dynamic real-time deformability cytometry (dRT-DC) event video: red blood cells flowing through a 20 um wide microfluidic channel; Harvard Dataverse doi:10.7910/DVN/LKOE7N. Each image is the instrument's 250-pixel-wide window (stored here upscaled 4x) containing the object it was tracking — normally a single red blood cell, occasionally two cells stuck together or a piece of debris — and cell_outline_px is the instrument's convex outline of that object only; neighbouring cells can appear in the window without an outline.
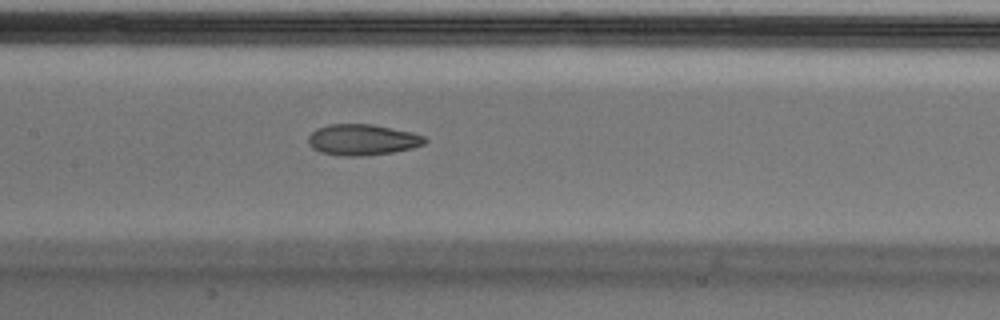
{"species": "Egyptian fruit bat (a non-hibernating species)", "species_latin": "Rousettus aegyptiacus", "temperature_condition": "cold", "stored_images_in_passage": 49, "camera_frame_rate_fps": 3000, "um_per_image_px": 0.085, "animal": {"sex": "male"}, "frame": {"image": 1, "passage_image": 22, "time_ms": 7.0, "image_size_px": [1000, 320], "cell_outline_px": [[428, 140], [424, 144], [412, 148], [392, 152], [360, 156], [344, 156], [320, 152], [312, 148], [308, 144], [308, 136], [316, 128], [328, 124], [372, 124], [412, 132], [424, 136]], "centroid_in_image_um": [30.78, 11.87], "position_along_channel_um": 176.6, "area_um2": 21.1}}
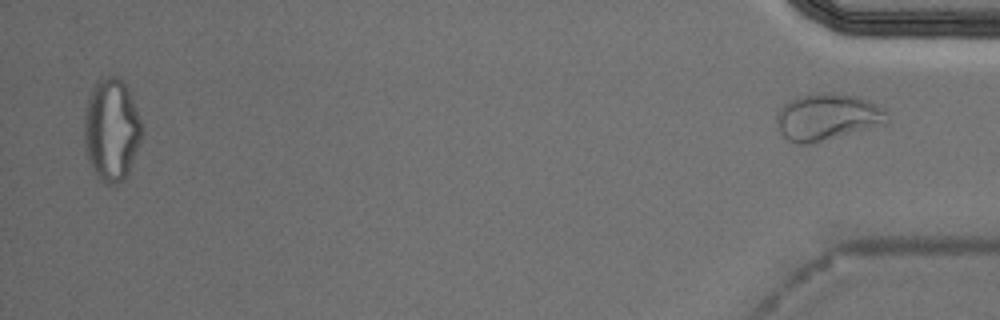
{"frame": {"image": 2, "passage_image": 49, "time_ms": 16.0, "image_size_px": [1000, 320], "cell_outline_px": [[888, 120], [816, 144], [796, 144], [788, 140], [784, 136], [776, 120], [776, 112], [788, 100], [796, 96], [824, 92], [852, 96], [876, 104], [884, 108], [888, 112]], "centroid_in_image_um": [70.23, 9.94], "position_along_channel_um": 365.0, "area_um2": 29.54}, "authors_computed_cell_mechanics": {"area_um2": 21.6172, "velocity_mm_per_s": 3.727, "shape_relaxation_time_tau1_ms": null, "shape_relaxation_time_tau2_ms": 3.507, "deformation_change_tau1": null, "deformation_change_tau2": 0.1059}}